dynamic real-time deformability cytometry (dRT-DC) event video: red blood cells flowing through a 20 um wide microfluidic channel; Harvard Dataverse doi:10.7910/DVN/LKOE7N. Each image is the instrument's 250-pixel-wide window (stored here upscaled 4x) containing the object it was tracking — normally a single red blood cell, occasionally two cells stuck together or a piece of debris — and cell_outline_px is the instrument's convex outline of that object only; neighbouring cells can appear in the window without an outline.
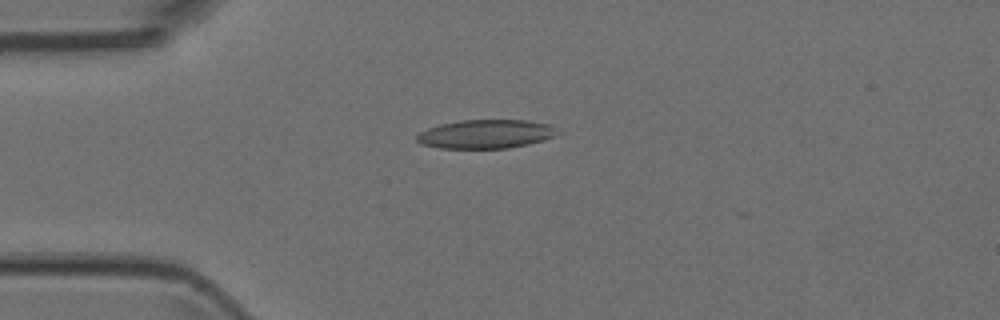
{"species": "Egyptian fruit bat (a non-hibernating species)", "species_latin": "Rousettus aegyptiacus", "temperature_condition": "room temperature", "stored_images_in_passage": 7, "camera_frame_rate_fps": 3000, "um_per_image_px": 0.085, "animal": {"sex": "female"}, "frame": {"image": 1, "passage_image": 3, "time_ms": 0.667, "image_size_px": [1000, 320], "cell_outline_px": [[564, 132], [544, 140], [528, 144], [508, 148], [440, 148], [420, 144], [416, 140], [416, 136], [420, 132], [428, 128], [440, 124], [460, 120], [524, 120], [548, 124]], "centroid_in_image_um": [41.31, 11.39], "position_along_channel_um": 43.7, "area_um2": 23.7}}
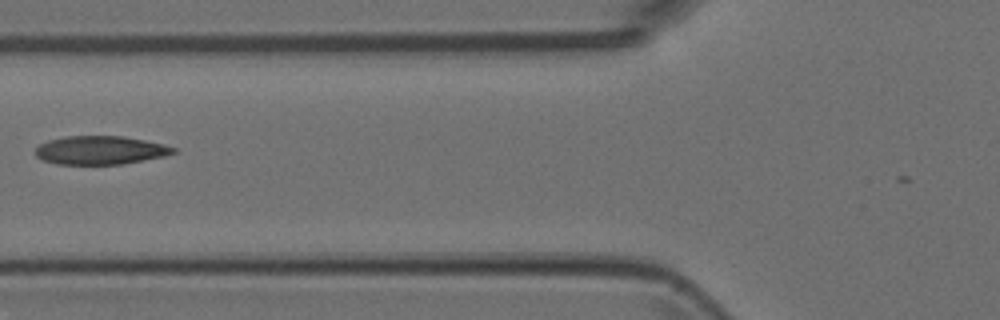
{"frame": {"image": 2, "passage_image": 5, "time_ms": 1.333, "image_size_px": [1000, 320], "cell_outline_px": [[176, 152], [164, 156], [120, 164], [56, 164], [44, 160], [36, 156], [36, 148], [40, 144], [48, 140], [64, 136], [124, 136], [164, 144], [176, 148]], "centroid_in_image_um": [8.52, 12.76], "position_along_channel_um": 117.3, "area_um2": 22.77}}
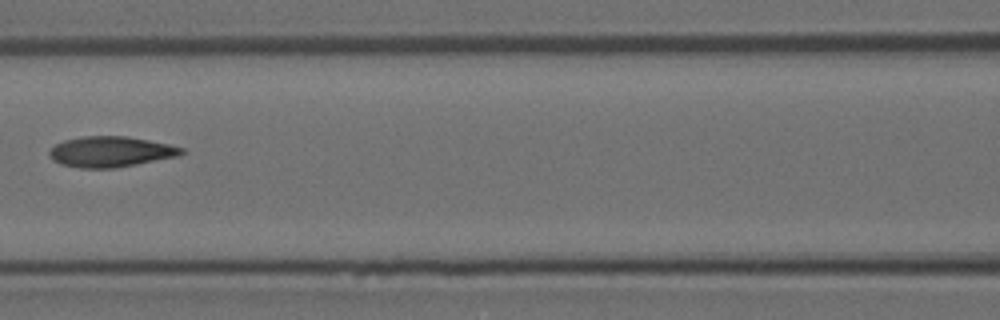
{"frame": {"image": 3, "passage_image": 6, "time_ms": 1.667, "image_size_px": [1000, 320], "cell_outline_px": [[184, 152], [176, 156], [116, 168], [80, 168], [60, 164], [52, 160], [48, 152], [56, 144], [64, 140], [84, 136], [128, 136], [168, 144], [184, 148]], "centroid_in_image_um": [9.37, 12.89], "position_along_channel_um": 157.2, "area_um2": 23.41}}